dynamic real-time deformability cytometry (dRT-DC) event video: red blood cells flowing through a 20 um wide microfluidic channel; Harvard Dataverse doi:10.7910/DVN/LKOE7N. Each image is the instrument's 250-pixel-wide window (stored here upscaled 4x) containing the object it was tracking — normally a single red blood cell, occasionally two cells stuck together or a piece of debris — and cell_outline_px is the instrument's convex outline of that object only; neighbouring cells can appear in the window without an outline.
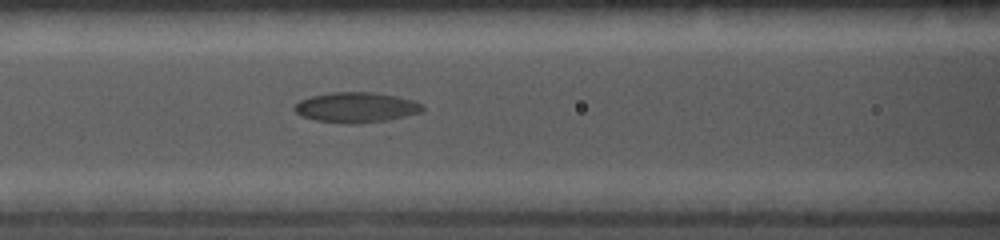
{"species": "common noctule bat (a hibernating species)", "species_latin": "Nyctalus noctula", "temperature_condition": "cold", "stored_images_in_passage": 10, "camera_frame_rate_fps": 5000, "um_per_image_px": 0.085, "animal": {"sex": "female", "body_mass_g": 19.0, "forearm_length_mm": 56.7}, "frame": {"image": 1, "passage_image": 4, "time_ms": 1.4, "image_size_px": [1000, 240], "cell_outline_px": [[424, 112], [380, 124], [344, 124], [316, 120], [300, 116], [292, 108], [300, 100], [312, 96], [332, 92], [372, 92], [396, 96], [416, 100], [424, 104]], "centroid_in_image_um": [30.38, 9.16], "position_along_channel_um": 136.2, "area_um2": 23.52}}
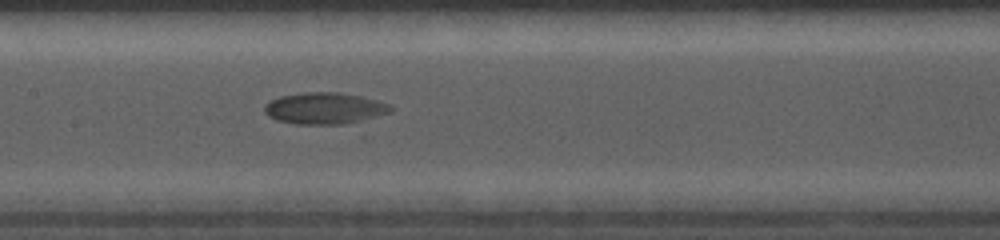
{"frame": {"image": 2, "passage_image": 6, "time_ms": 2.4, "image_size_px": [1000, 240], "cell_outline_px": [[396, 108], [392, 112], [356, 124], [296, 124], [276, 120], [268, 116], [264, 112], [264, 104], [268, 100], [280, 96], [304, 92], [340, 92], [360, 96], [392, 104]], "centroid_in_image_um": [27.65, 9.22], "position_along_channel_um": 179.7, "area_um2": 23.93}}
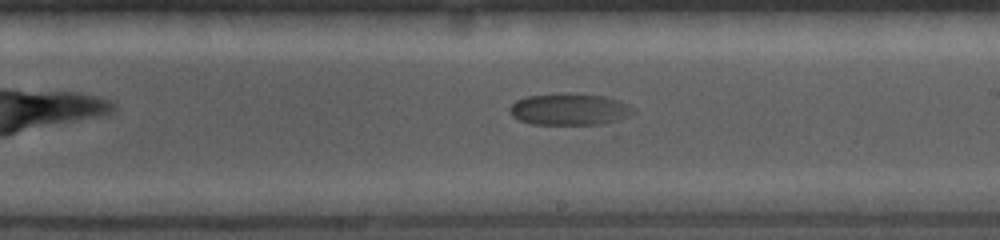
{"frame": {"image": 3, "passage_image": 9, "time_ms": 3.8, "image_size_px": [1000, 240], "cell_outline_px": [[636, 112], [608, 128], [604, 128], [532, 124], [520, 120], [512, 116], [508, 112], [508, 108], [516, 100], [528, 96], [560, 92], [568, 92], [604, 96], [628, 104], [636, 108]], "centroid_in_image_um": [48.52, 9.36], "position_along_channel_um": 240.5, "area_um2": 24.74}}